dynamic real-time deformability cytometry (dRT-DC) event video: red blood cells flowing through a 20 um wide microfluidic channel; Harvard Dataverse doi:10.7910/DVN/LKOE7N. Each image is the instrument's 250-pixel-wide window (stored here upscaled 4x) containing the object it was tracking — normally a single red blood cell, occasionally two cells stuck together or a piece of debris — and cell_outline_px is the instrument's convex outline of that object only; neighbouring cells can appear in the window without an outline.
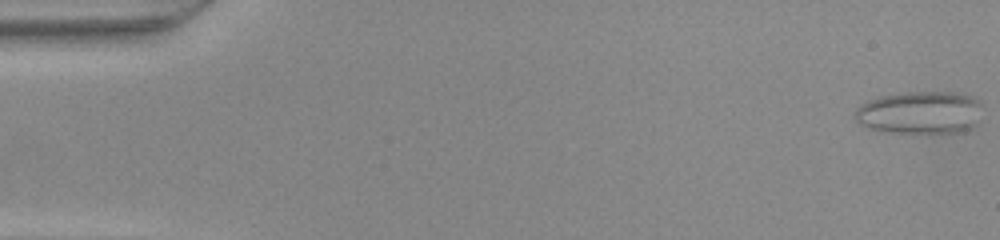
{"species": "common noctule bat (a hibernating species)", "species_latin": "Nyctalus noctula", "temperature_condition": "warm", "stored_images_in_passage": 12, "camera_frame_rate_fps": 3000, "um_per_image_px": 0.085, "animal": {"sex": "female", "body_mass_g": 22.0, "forearm_length_mm": 56.7}, "frame": {"image": 1, "passage_image": 1, "time_ms": 0.0, "image_size_px": [1000, 240], "cell_outline_px": [[980, 104], [976, 124], [972, 128], [956, 132], [888, 132], [872, 128], [860, 124], [852, 116], [852, 112], [860, 104], [868, 100], [880, 96], [908, 92], [956, 92], [968, 96], [976, 100]], "centroid_in_image_um": [78.12, 9.56], "position_along_channel_um": 6.9, "area_um2": 31.39}}